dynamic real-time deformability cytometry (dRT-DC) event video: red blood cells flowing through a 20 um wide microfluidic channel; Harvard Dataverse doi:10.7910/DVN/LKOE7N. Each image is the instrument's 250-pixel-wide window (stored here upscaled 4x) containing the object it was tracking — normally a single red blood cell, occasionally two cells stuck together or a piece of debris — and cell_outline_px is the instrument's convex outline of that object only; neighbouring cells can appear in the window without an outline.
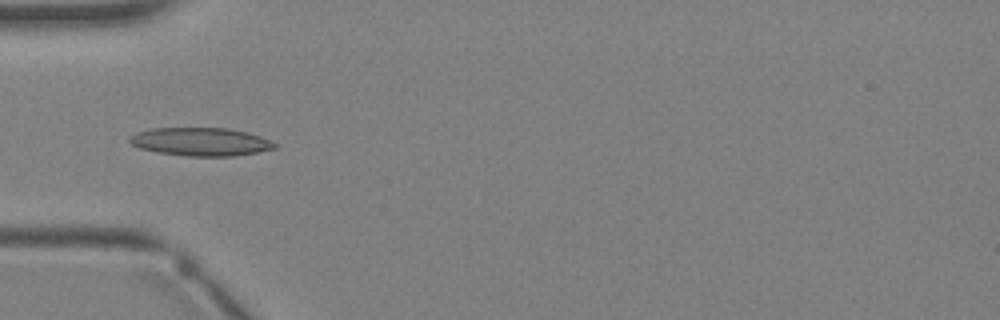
{"species": "Egyptian fruit bat (a non-hibernating species)", "species_latin": "Rousettus aegyptiacus", "temperature_condition": "warm", "stored_images_in_passage": 4, "camera_frame_rate_fps": 3000, "um_per_image_px": 0.085, "animal": {"sex": "female"}, "frame": {"image": 1, "passage_image": 4, "time_ms": 3.667, "image_size_px": [1000, 320], "cell_outline_px": [[276, 148], [256, 152], [232, 156], [184, 156], [156, 152], [140, 148], [132, 144], [128, 140], [128, 136], [136, 132], [148, 128], [228, 128], [248, 132], [260, 136], [276, 144]], "centroid_in_image_um": [17.0, 12.04], "position_along_channel_um": 68.0, "area_um2": 23.93}}